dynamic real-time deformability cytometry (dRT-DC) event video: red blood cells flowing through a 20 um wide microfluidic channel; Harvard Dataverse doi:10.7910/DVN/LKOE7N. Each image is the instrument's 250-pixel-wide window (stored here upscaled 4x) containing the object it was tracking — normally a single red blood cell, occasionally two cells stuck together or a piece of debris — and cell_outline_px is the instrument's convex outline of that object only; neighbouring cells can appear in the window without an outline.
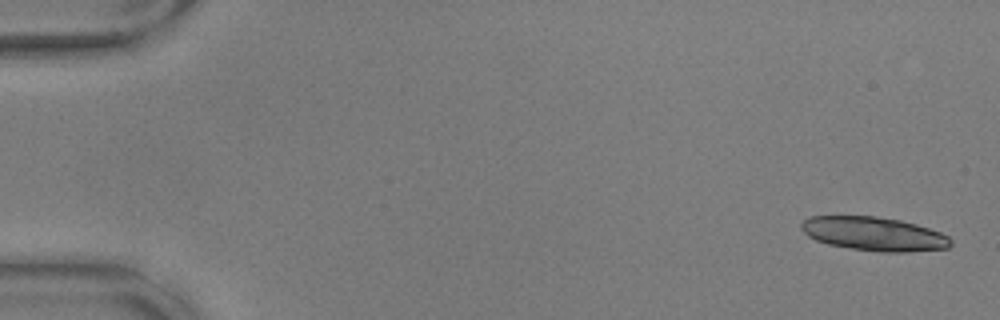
{"species": "common noctule bat (a hibernating species)", "species_latin": "Nyctalus noctula", "temperature_condition": "warm", "stored_images_in_passage": 55, "camera_frame_rate_fps": 3000, "um_per_image_px": 0.085, "animal": {"sex": "male", "body_mass_g": 17.9, "forearm_length_mm": 54.2}, "frame": {"image": 1, "passage_image": 1, "time_ms": 0.0, "image_size_px": [1000, 320], "cell_outline_px": [[952, 244], [948, 248], [908, 252], [880, 252], [852, 248], [828, 244], [816, 240], [808, 236], [800, 228], [800, 224], [808, 216], [876, 216], [900, 220], [916, 224], [940, 232], [948, 236], [952, 240]], "centroid_in_image_um": [74.29, 19.87], "position_along_channel_um": 10.7, "area_um2": 29.48}}
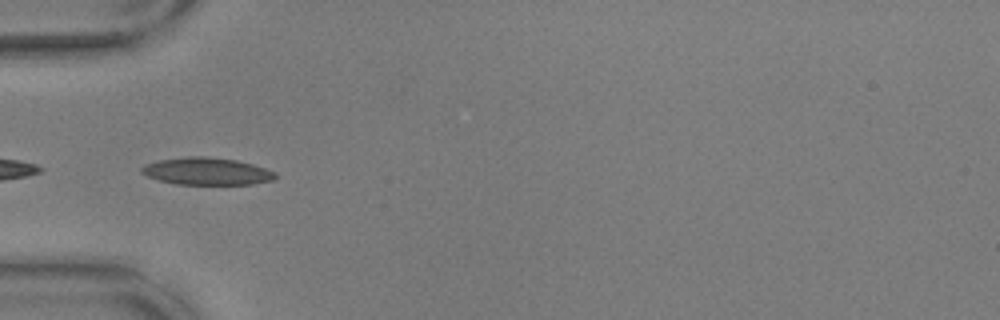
{"frame": {"image": 2, "passage_image": 18, "time_ms": 5.667, "image_size_px": [1000, 320], "cell_outline_px": [[276, 176], [272, 180], [252, 184], [176, 184], [160, 180], [148, 176], [140, 172], [140, 168], [144, 164], [160, 160], [188, 156], [204, 156], [236, 160], [252, 164], [276, 172]], "centroid_in_image_um": [17.55, 14.55], "position_along_channel_um": 67.4, "area_um2": 21.1}, "authors_computed_cell_mechanics": {"area_um2": 19.4786, "velocity_mm_per_s": 3.6403, "shape_relaxation_time_tau1_ms": 9.519, "shape_relaxation_time_tau2_ms": 1.3165, "deformation_change_tau1": 0.2359, "deformation_change_tau2": 0.0707}}